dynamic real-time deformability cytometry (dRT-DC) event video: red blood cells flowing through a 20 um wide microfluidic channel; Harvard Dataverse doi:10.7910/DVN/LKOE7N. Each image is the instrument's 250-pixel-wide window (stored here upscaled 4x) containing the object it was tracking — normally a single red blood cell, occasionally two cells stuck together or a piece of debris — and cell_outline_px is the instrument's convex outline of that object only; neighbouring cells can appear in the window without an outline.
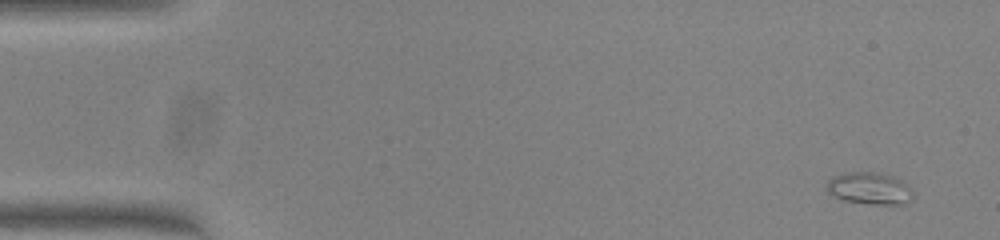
{"species": "common noctule bat (a hibernating species)", "species_latin": "Nyctalus noctula", "temperature_condition": "warm", "stored_images_in_passage": 49, "camera_frame_rate_fps": 3000, "um_per_image_px": 0.085, "animal": {"sex": "female", "body_mass_g": 23.0, "forearm_length_mm": 53.4}, "frame": {"image": 1, "passage_image": 1, "time_ms": 0.0, "image_size_px": [1000, 240], "cell_outline_px": [[912, 192], [908, 200], [904, 204], [872, 204], [844, 200], [828, 192], [824, 188], [828, 180], [832, 176], [848, 172], [876, 172], [892, 176], [900, 180]], "centroid_in_image_um": [73.83, 16.0], "position_along_channel_um": 11.2, "area_um2": 15.78}}
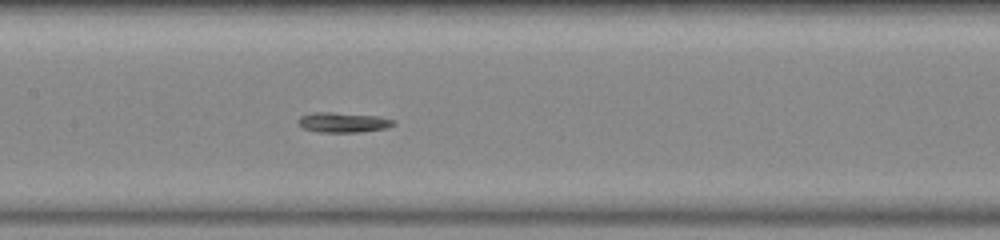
{"frame": {"image": 2, "passage_image": 23, "time_ms": 7.333, "image_size_px": [1000, 240], "cell_outline_px": [[396, 124], [384, 128], [360, 132], [320, 132], [304, 128], [296, 120], [300, 116], [312, 112], [332, 112], [376, 116], [396, 120]], "centroid_in_image_um": [29.15, 10.39], "position_along_channel_um": 178.2, "area_um2": 11.04}}
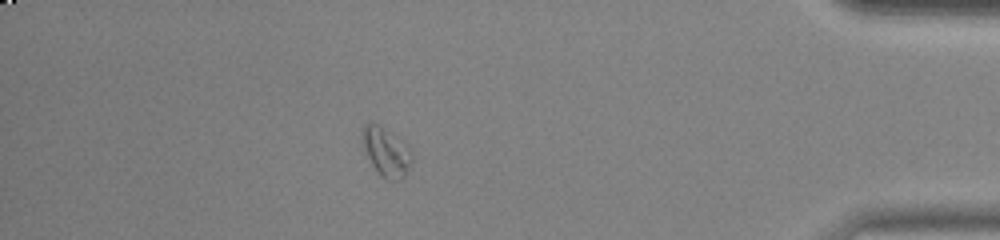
{"frame": {"image": 3, "passage_image": 43, "time_ms": 14.0, "image_size_px": [1000, 240], "cell_outline_px": [[412, 160], [404, 176], [400, 180], [388, 180], [380, 176], [372, 164], [364, 148], [364, 124], [376, 124], [408, 144], [412, 152]], "centroid_in_image_um": [32.88, 12.96], "position_along_channel_um": 402.3, "area_um2": 13.58}, "authors_computed_cell_mechanics": {"area_um2": 11.5022, "velocity_mm_per_s": 4.0337, "shape_relaxation_time_tau1_ms": 2.6603, "shape_relaxation_time_tau2_ms": null, "deformation_change_tau1": 0.1555, "deformation_change_tau2": null}}